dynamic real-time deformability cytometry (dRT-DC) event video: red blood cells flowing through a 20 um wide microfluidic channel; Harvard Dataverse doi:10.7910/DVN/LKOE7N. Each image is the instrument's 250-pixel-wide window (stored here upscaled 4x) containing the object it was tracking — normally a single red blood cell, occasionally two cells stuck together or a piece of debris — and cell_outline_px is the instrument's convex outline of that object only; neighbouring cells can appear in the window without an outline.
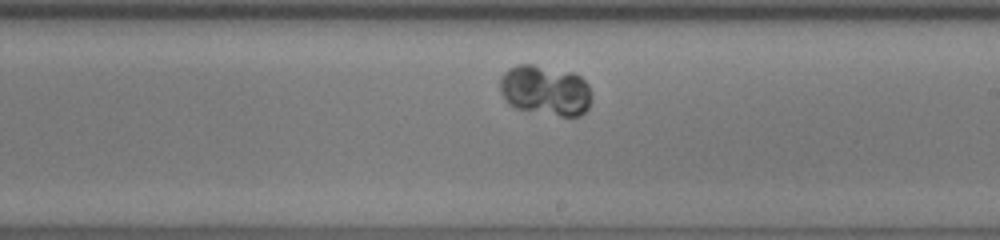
{"species": "human", "species_latin": "Homo sapiens", "temperature_condition": "room temperature", "stored_images_in_passage": 28, "camera_frame_rate_fps": 3000, "um_per_image_px": 0.085, "donor": {"sex": "female"}, "frame": {"image": 1, "passage_image": 16, "time_ms": 5.0, "image_size_px": [1000, 240], "cell_outline_px": [[592, 100], [588, 108], [580, 116], [560, 116], [516, 108], [508, 104], [504, 100], [500, 92], [500, 76], [508, 68], [516, 64], [532, 64], [572, 72], [580, 76], [588, 84], [592, 96]], "centroid_in_image_um": [46.35, 7.67], "position_along_channel_um": 242.7, "area_um2": 27.17}}
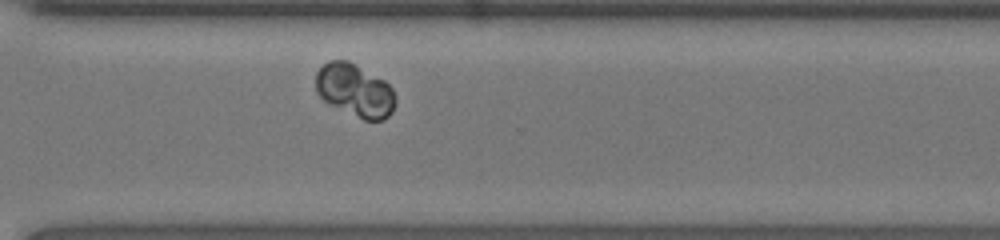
{"frame": {"image": 2, "passage_image": 24, "time_ms": 7.667, "image_size_px": [1000, 240], "cell_outline_px": [[396, 104], [392, 112], [384, 120], [364, 120], [324, 100], [316, 92], [316, 72], [328, 60], [348, 60], [384, 80], [392, 88], [396, 100]], "centroid_in_image_um": [30.18, 7.67], "position_along_channel_um": 340.4, "area_um2": 24.33}}
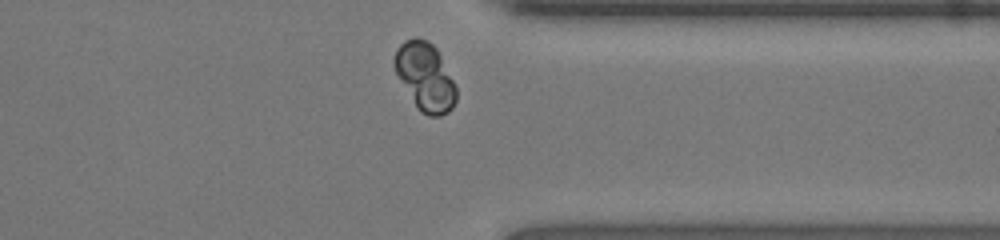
{"frame": {"image": 3, "passage_image": 27, "time_ms": 8.667, "image_size_px": [1000, 240], "cell_outline_px": [[456, 100], [452, 108], [448, 112], [440, 116], [428, 116], [420, 112], [396, 72], [392, 64], [392, 60], [396, 48], [404, 40], [416, 36], [428, 40], [436, 48], [456, 88]], "centroid_in_image_um": [36.11, 6.49], "position_along_channel_um": 375.3, "area_um2": 24.28}, "authors_computed_cell_mechanics": {"area_um2": 27.1949, "velocity_mm_per_s": 3.733, "shape_relaxation_time_tau1_ms": 8.1902, "shape_relaxation_time_tau2_ms": null, "deformation_change_tau1": 0.1136, "deformation_change_tau2": null}}